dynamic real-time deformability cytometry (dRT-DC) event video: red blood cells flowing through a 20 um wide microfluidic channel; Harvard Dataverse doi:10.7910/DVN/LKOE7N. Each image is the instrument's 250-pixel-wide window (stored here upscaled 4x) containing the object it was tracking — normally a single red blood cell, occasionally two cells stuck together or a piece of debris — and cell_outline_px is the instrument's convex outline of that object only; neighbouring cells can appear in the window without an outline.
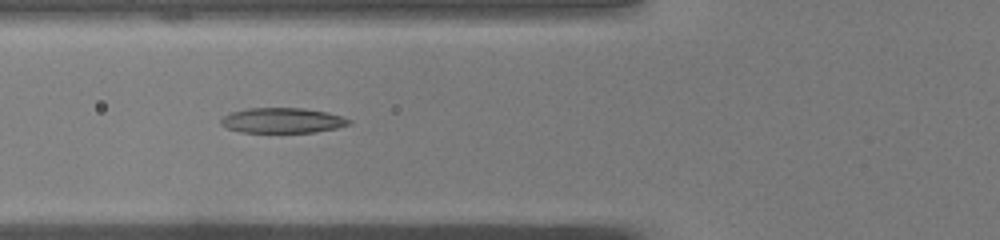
{"species": "common noctule bat (a hibernating species)", "species_latin": "Nyctalus noctula", "temperature_condition": "warm", "stored_images_in_passage": 41, "camera_frame_rate_fps": 3000, "um_per_image_px": 0.085, "animal": {"sex": "male", "body_mass_g": 19.0, "forearm_length_mm": 50.8}, "frame": {"image": 1, "passage_image": 10, "time_ms": 3.0, "image_size_px": [1000, 240], "cell_outline_px": [[352, 124], [336, 128], [316, 132], [240, 132], [228, 128], [220, 124], [220, 120], [224, 116], [232, 112], [248, 108], [304, 108], [328, 112], [352, 120]], "centroid_in_image_um": [24.03, 10.23], "position_along_channel_um": 101.8, "area_um2": 18.79}}
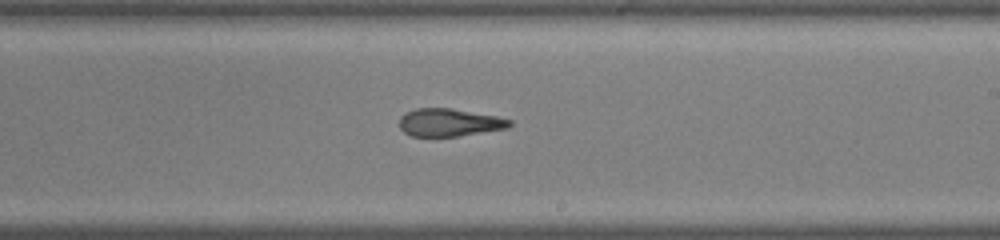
{"frame": {"image": 2, "passage_image": 21, "time_ms": 6.667, "image_size_px": [1000, 240], "cell_outline_px": [[512, 124], [508, 128], [460, 136], [412, 136], [404, 132], [400, 128], [400, 116], [404, 112], [416, 108], [452, 108], [496, 116], [512, 120]], "centroid_in_image_um": [38.19, 10.4], "position_along_channel_um": 250.8, "area_um2": 17.92}}
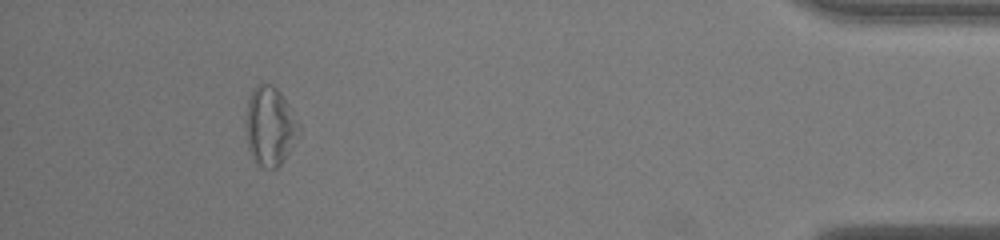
{"frame": {"image": 3, "passage_image": 37, "time_ms": 12.0, "image_size_px": [1000, 240], "cell_outline_px": [[300, 128], [284, 160], [276, 168], [264, 168], [252, 156], [248, 148], [248, 100], [252, 88], [256, 84], [272, 84], [284, 96], [300, 124]], "centroid_in_image_um": [22.97, 10.69], "position_along_channel_um": 412.2, "area_um2": 23.7}, "authors_computed_cell_mechanics": {"area_um2": 19.4208, "velocity_mm_per_s": 4.0707, "shape_relaxation_time_tau1_ms": 8.4093, "shape_relaxation_time_tau2_ms": 4.2909, "deformation_change_tau1": 0.2165, "deformation_change_tau2": 0.1681}}